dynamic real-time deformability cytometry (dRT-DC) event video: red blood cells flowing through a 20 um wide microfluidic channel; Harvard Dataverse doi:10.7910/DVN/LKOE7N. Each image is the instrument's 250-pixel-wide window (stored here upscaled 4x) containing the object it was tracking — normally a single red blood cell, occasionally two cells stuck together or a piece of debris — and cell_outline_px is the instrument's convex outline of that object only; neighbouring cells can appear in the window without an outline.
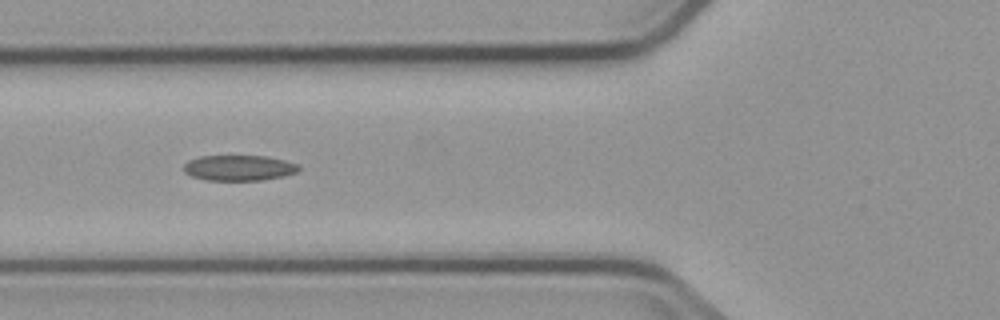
{"species": "common noctule bat (a hibernating species)", "species_latin": "Nyctalus noctula", "temperature_condition": "cold", "stored_images_in_passage": 9, "camera_frame_rate_fps": 3000, "um_per_image_px": 0.085, "animal": {"sex": "male", "body_mass_g": 23.1, "forearm_length_mm": 52.7}, "frame": {"image": 1, "passage_image": 6, "time_ms": 5.667, "image_size_px": [1000, 320], "cell_outline_px": [[300, 168], [296, 172], [284, 176], [260, 180], [204, 180], [192, 176], [184, 172], [184, 164], [188, 160], [200, 156], [264, 156], [284, 160], [296, 164]], "centroid_in_image_um": [20.27, 14.27], "position_along_channel_um": 105.5, "area_um2": 16.99}}
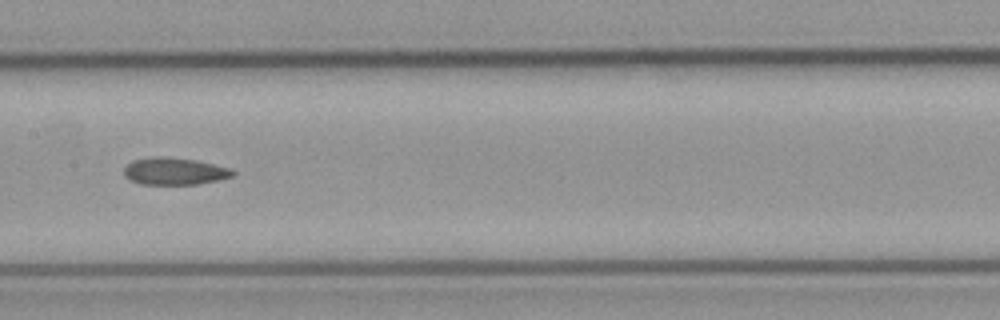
{"frame": {"image": 2, "passage_image": 8, "time_ms": 8.0, "image_size_px": [1000, 320], "cell_outline_px": [[236, 172], [232, 176], [220, 180], [196, 184], [140, 184], [124, 176], [124, 168], [132, 160], [148, 156], [168, 156], [196, 160], [228, 168]], "centroid_in_image_um": [14.8, 14.54], "position_along_channel_um": 192.6, "area_um2": 17.28}}
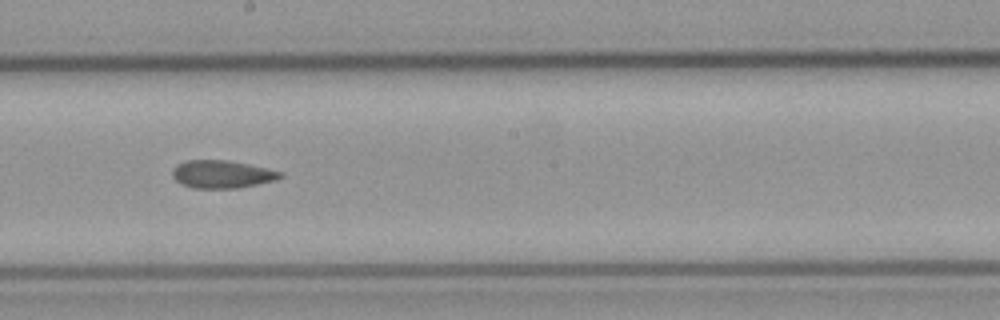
{"frame": {"image": 3, "passage_image": 9, "time_ms": 9.0, "image_size_px": [1000, 320], "cell_outline_px": [[284, 176], [276, 180], [240, 188], [192, 188], [180, 184], [172, 176], [172, 172], [176, 164], [188, 160], [228, 160], [248, 164], [284, 172]], "centroid_in_image_um": [18.88, 14.81], "position_along_channel_um": 229.3, "area_um2": 17.63}}